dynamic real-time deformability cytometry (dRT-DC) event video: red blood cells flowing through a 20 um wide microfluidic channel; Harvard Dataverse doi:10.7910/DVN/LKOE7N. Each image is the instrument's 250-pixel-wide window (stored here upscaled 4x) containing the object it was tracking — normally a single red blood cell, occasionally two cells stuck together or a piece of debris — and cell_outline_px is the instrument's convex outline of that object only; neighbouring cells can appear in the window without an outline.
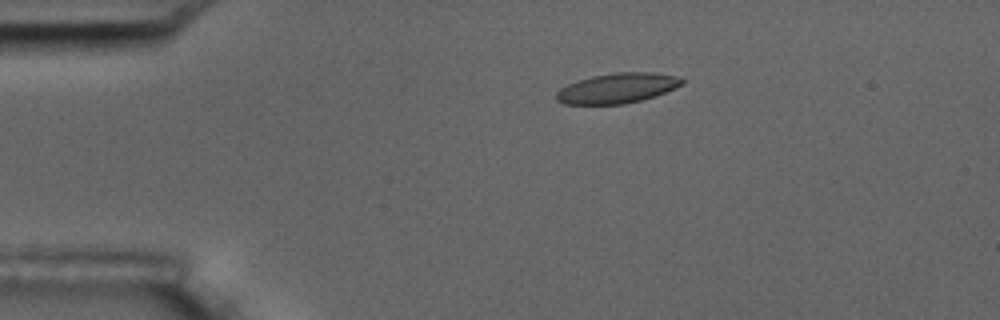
{"species": "common noctule bat (a hibernating species)", "species_latin": "Nyctalus noctula", "temperature_condition": "room temperature", "stored_images_in_passage": 6, "segment_of_instrument_passage": [1, 2], "camera_frame_rate_fps": 3000, "um_per_image_px": 0.085, "animal": {"sex": "male", "body_mass_g": 17.5, "forearm_length_mm": 52.3}, "frame": {"image": 1, "passage_image": 4, "time_ms": 3.333, "image_size_px": [1000, 320], "cell_outline_px": [[684, 84], [676, 88], [656, 96], [624, 104], [564, 104], [556, 100], [556, 92], [560, 88], [576, 80], [592, 76], [616, 72], [652, 72], [676, 76], [684, 80]], "centroid_in_image_um": [52.47, 7.49], "position_along_channel_um": 32.5, "area_um2": 22.14}}